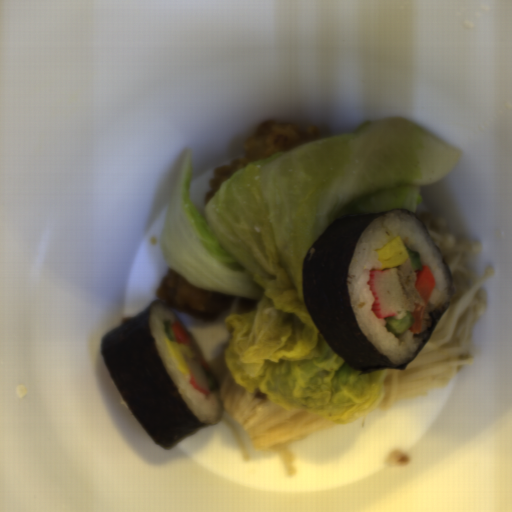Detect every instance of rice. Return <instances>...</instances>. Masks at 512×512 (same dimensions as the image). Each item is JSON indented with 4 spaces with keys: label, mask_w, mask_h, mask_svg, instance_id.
<instances>
[{
    "label": "rice",
    "mask_w": 512,
    "mask_h": 512,
    "mask_svg": "<svg viewBox=\"0 0 512 512\" xmlns=\"http://www.w3.org/2000/svg\"><path fill=\"white\" fill-rule=\"evenodd\" d=\"M397 236L407 248L421 252L422 263L430 268L436 283L429 305L425 304L423 332L415 334L409 329L396 338L386 331L385 321L373 314L374 297L367 283L371 271L379 266L376 250ZM347 282L357 326L376 350L395 365L410 363L416 358L425 346L432 315L447 309L457 292L450 267L432 237L419 219L405 209L377 217L366 227L354 249Z\"/></svg>",
    "instance_id": "rice-1"
},
{
    "label": "rice",
    "mask_w": 512,
    "mask_h": 512,
    "mask_svg": "<svg viewBox=\"0 0 512 512\" xmlns=\"http://www.w3.org/2000/svg\"><path fill=\"white\" fill-rule=\"evenodd\" d=\"M165 321H171L172 325L174 323H179L183 327V329L189 334V336L191 337V345L189 349L193 354L192 358L196 361V363L201 367L203 371L205 370L203 369L200 361H206V359L203 356L192 333L176 317L175 313L171 309H169L165 304L161 302L156 303L151 307L150 310L149 327L155 347L160 355V358L168 374L170 375L179 394L184 399V401L191 409V411L198 419V421L207 425L218 424L219 421L221 420L222 413L224 410L223 400L221 398L219 390L208 389L209 395L207 396L204 393L196 390L191 385L190 373L189 375H183L177 369V364L168 351L167 341H169V339L167 337L165 330Z\"/></svg>",
    "instance_id": "rice-2"
},
{
    "label": "rice",
    "mask_w": 512,
    "mask_h": 512,
    "mask_svg": "<svg viewBox=\"0 0 512 512\" xmlns=\"http://www.w3.org/2000/svg\"><path fill=\"white\" fill-rule=\"evenodd\" d=\"M119 402H120V404H123L126 407V409H130L121 394H120Z\"/></svg>",
    "instance_id": "rice-3"
}]
</instances>
